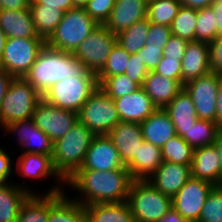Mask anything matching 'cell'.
I'll use <instances>...</instances> for the list:
<instances>
[{
	"mask_svg": "<svg viewBox=\"0 0 222 222\" xmlns=\"http://www.w3.org/2000/svg\"><path fill=\"white\" fill-rule=\"evenodd\" d=\"M182 85L211 72L209 44L190 41L181 62Z\"/></svg>",
	"mask_w": 222,
	"mask_h": 222,
	"instance_id": "obj_21",
	"label": "cell"
},
{
	"mask_svg": "<svg viewBox=\"0 0 222 222\" xmlns=\"http://www.w3.org/2000/svg\"><path fill=\"white\" fill-rule=\"evenodd\" d=\"M32 119L53 142L62 138L79 121L78 113L56 107L43 98L38 102Z\"/></svg>",
	"mask_w": 222,
	"mask_h": 222,
	"instance_id": "obj_11",
	"label": "cell"
},
{
	"mask_svg": "<svg viewBox=\"0 0 222 222\" xmlns=\"http://www.w3.org/2000/svg\"><path fill=\"white\" fill-rule=\"evenodd\" d=\"M133 180L128 169L77 170L65 185L79 191L81 197L74 200L86 206L127 201Z\"/></svg>",
	"mask_w": 222,
	"mask_h": 222,
	"instance_id": "obj_1",
	"label": "cell"
},
{
	"mask_svg": "<svg viewBox=\"0 0 222 222\" xmlns=\"http://www.w3.org/2000/svg\"><path fill=\"white\" fill-rule=\"evenodd\" d=\"M29 6L30 0H0V10H24Z\"/></svg>",
	"mask_w": 222,
	"mask_h": 222,
	"instance_id": "obj_51",
	"label": "cell"
},
{
	"mask_svg": "<svg viewBox=\"0 0 222 222\" xmlns=\"http://www.w3.org/2000/svg\"><path fill=\"white\" fill-rule=\"evenodd\" d=\"M195 41L211 43L217 38L215 14L210 7L197 9Z\"/></svg>",
	"mask_w": 222,
	"mask_h": 222,
	"instance_id": "obj_39",
	"label": "cell"
},
{
	"mask_svg": "<svg viewBox=\"0 0 222 222\" xmlns=\"http://www.w3.org/2000/svg\"><path fill=\"white\" fill-rule=\"evenodd\" d=\"M214 146L218 149L222 161V127L218 129L216 139L214 141Z\"/></svg>",
	"mask_w": 222,
	"mask_h": 222,
	"instance_id": "obj_57",
	"label": "cell"
},
{
	"mask_svg": "<svg viewBox=\"0 0 222 222\" xmlns=\"http://www.w3.org/2000/svg\"><path fill=\"white\" fill-rule=\"evenodd\" d=\"M157 222H189L184 219L173 207Z\"/></svg>",
	"mask_w": 222,
	"mask_h": 222,
	"instance_id": "obj_56",
	"label": "cell"
},
{
	"mask_svg": "<svg viewBox=\"0 0 222 222\" xmlns=\"http://www.w3.org/2000/svg\"><path fill=\"white\" fill-rule=\"evenodd\" d=\"M144 141L162 148L176 135L175 127L169 113L157 108L146 120L140 123Z\"/></svg>",
	"mask_w": 222,
	"mask_h": 222,
	"instance_id": "obj_22",
	"label": "cell"
},
{
	"mask_svg": "<svg viewBox=\"0 0 222 222\" xmlns=\"http://www.w3.org/2000/svg\"><path fill=\"white\" fill-rule=\"evenodd\" d=\"M116 35L104 25H98L73 52L74 57L88 70L97 74L104 66Z\"/></svg>",
	"mask_w": 222,
	"mask_h": 222,
	"instance_id": "obj_10",
	"label": "cell"
},
{
	"mask_svg": "<svg viewBox=\"0 0 222 222\" xmlns=\"http://www.w3.org/2000/svg\"><path fill=\"white\" fill-rule=\"evenodd\" d=\"M127 169L119 151L107 135H96L88 148L85 160L78 170L110 171Z\"/></svg>",
	"mask_w": 222,
	"mask_h": 222,
	"instance_id": "obj_14",
	"label": "cell"
},
{
	"mask_svg": "<svg viewBox=\"0 0 222 222\" xmlns=\"http://www.w3.org/2000/svg\"><path fill=\"white\" fill-rule=\"evenodd\" d=\"M137 54L145 63L147 70L154 71L156 66L160 63L161 58L163 57V49L160 47L148 46L145 44Z\"/></svg>",
	"mask_w": 222,
	"mask_h": 222,
	"instance_id": "obj_47",
	"label": "cell"
},
{
	"mask_svg": "<svg viewBox=\"0 0 222 222\" xmlns=\"http://www.w3.org/2000/svg\"><path fill=\"white\" fill-rule=\"evenodd\" d=\"M193 150L194 149L182 137L176 134L161 148L162 161L191 165Z\"/></svg>",
	"mask_w": 222,
	"mask_h": 222,
	"instance_id": "obj_36",
	"label": "cell"
},
{
	"mask_svg": "<svg viewBox=\"0 0 222 222\" xmlns=\"http://www.w3.org/2000/svg\"><path fill=\"white\" fill-rule=\"evenodd\" d=\"M171 35L172 32L170 26L150 22L146 44H148V46L160 47L163 49Z\"/></svg>",
	"mask_w": 222,
	"mask_h": 222,
	"instance_id": "obj_44",
	"label": "cell"
},
{
	"mask_svg": "<svg viewBox=\"0 0 222 222\" xmlns=\"http://www.w3.org/2000/svg\"><path fill=\"white\" fill-rule=\"evenodd\" d=\"M147 9L148 0H116L104 26L116 35L135 22L147 18Z\"/></svg>",
	"mask_w": 222,
	"mask_h": 222,
	"instance_id": "obj_18",
	"label": "cell"
},
{
	"mask_svg": "<svg viewBox=\"0 0 222 222\" xmlns=\"http://www.w3.org/2000/svg\"><path fill=\"white\" fill-rule=\"evenodd\" d=\"M218 76L219 73L210 72L183 85L192 99L198 119L216 122Z\"/></svg>",
	"mask_w": 222,
	"mask_h": 222,
	"instance_id": "obj_13",
	"label": "cell"
},
{
	"mask_svg": "<svg viewBox=\"0 0 222 222\" xmlns=\"http://www.w3.org/2000/svg\"><path fill=\"white\" fill-rule=\"evenodd\" d=\"M197 222H222V185L209 193Z\"/></svg>",
	"mask_w": 222,
	"mask_h": 222,
	"instance_id": "obj_41",
	"label": "cell"
},
{
	"mask_svg": "<svg viewBox=\"0 0 222 222\" xmlns=\"http://www.w3.org/2000/svg\"><path fill=\"white\" fill-rule=\"evenodd\" d=\"M78 120L95 135H107L120 117L114 100L98 87L80 108Z\"/></svg>",
	"mask_w": 222,
	"mask_h": 222,
	"instance_id": "obj_8",
	"label": "cell"
},
{
	"mask_svg": "<svg viewBox=\"0 0 222 222\" xmlns=\"http://www.w3.org/2000/svg\"><path fill=\"white\" fill-rule=\"evenodd\" d=\"M0 26L7 38H40L29 8L0 10Z\"/></svg>",
	"mask_w": 222,
	"mask_h": 222,
	"instance_id": "obj_24",
	"label": "cell"
},
{
	"mask_svg": "<svg viewBox=\"0 0 222 222\" xmlns=\"http://www.w3.org/2000/svg\"><path fill=\"white\" fill-rule=\"evenodd\" d=\"M215 185L191 177L172 198V207L189 222H197L207 196Z\"/></svg>",
	"mask_w": 222,
	"mask_h": 222,
	"instance_id": "obj_12",
	"label": "cell"
},
{
	"mask_svg": "<svg viewBox=\"0 0 222 222\" xmlns=\"http://www.w3.org/2000/svg\"><path fill=\"white\" fill-rule=\"evenodd\" d=\"M30 194L35 193L19 184L0 183V222H17L20 207Z\"/></svg>",
	"mask_w": 222,
	"mask_h": 222,
	"instance_id": "obj_29",
	"label": "cell"
},
{
	"mask_svg": "<svg viewBox=\"0 0 222 222\" xmlns=\"http://www.w3.org/2000/svg\"><path fill=\"white\" fill-rule=\"evenodd\" d=\"M42 96L24 78H13L0 106V127L31 119Z\"/></svg>",
	"mask_w": 222,
	"mask_h": 222,
	"instance_id": "obj_7",
	"label": "cell"
},
{
	"mask_svg": "<svg viewBox=\"0 0 222 222\" xmlns=\"http://www.w3.org/2000/svg\"><path fill=\"white\" fill-rule=\"evenodd\" d=\"M129 58L130 54L116 42L103 68L96 74L98 85L107 77L125 74Z\"/></svg>",
	"mask_w": 222,
	"mask_h": 222,
	"instance_id": "obj_38",
	"label": "cell"
},
{
	"mask_svg": "<svg viewBox=\"0 0 222 222\" xmlns=\"http://www.w3.org/2000/svg\"><path fill=\"white\" fill-rule=\"evenodd\" d=\"M220 126L216 122L198 119L182 138L193 148L214 145Z\"/></svg>",
	"mask_w": 222,
	"mask_h": 222,
	"instance_id": "obj_34",
	"label": "cell"
},
{
	"mask_svg": "<svg viewBox=\"0 0 222 222\" xmlns=\"http://www.w3.org/2000/svg\"><path fill=\"white\" fill-rule=\"evenodd\" d=\"M190 178L191 165L162 161L147 180L162 194L173 198Z\"/></svg>",
	"mask_w": 222,
	"mask_h": 222,
	"instance_id": "obj_16",
	"label": "cell"
},
{
	"mask_svg": "<svg viewBox=\"0 0 222 222\" xmlns=\"http://www.w3.org/2000/svg\"><path fill=\"white\" fill-rule=\"evenodd\" d=\"M88 222H136L127 201L84 206Z\"/></svg>",
	"mask_w": 222,
	"mask_h": 222,
	"instance_id": "obj_31",
	"label": "cell"
},
{
	"mask_svg": "<svg viewBox=\"0 0 222 222\" xmlns=\"http://www.w3.org/2000/svg\"><path fill=\"white\" fill-rule=\"evenodd\" d=\"M188 41L179 36L171 35L163 48V56L182 61Z\"/></svg>",
	"mask_w": 222,
	"mask_h": 222,
	"instance_id": "obj_46",
	"label": "cell"
},
{
	"mask_svg": "<svg viewBox=\"0 0 222 222\" xmlns=\"http://www.w3.org/2000/svg\"><path fill=\"white\" fill-rule=\"evenodd\" d=\"M62 192H65L64 188L56 185L44 195L30 194L20 207L17 222H48L49 194Z\"/></svg>",
	"mask_w": 222,
	"mask_h": 222,
	"instance_id": "obj_30",
	"label": "cell"
},
{
	"mask_svg": "<svg viewBox=\"0 0 222 222\" xmlns=\"http://www.w3.org/2000/svg\"><path fill=\"white\" fill-rule=\"evenodd\" d=\"M127 204L136 222H157L172 208V198L162 194L148 180H133Z\"/></svg>",
	"mask_w": 222,
	"mask_h": 222,
	"instance_id": "obj_5",
	"label": "cell"
},
{
	"mask_svg": "<svg viewBox=\"0 0 222 222\" xmlns=\"http://www.w3.org/2000/svg\"><path fill=\"white\" fill-rule=\"evenodd\" d=\"M98 87L96 74L86 69L81 75L55 83L42 98L56 107L78 113Z\"/></svg>",
	"mask_w": 222,
	"mask_h": 222,
	"instance_id": "obj_4",
	"label": "cell"
},
{
	"mask_svg": "<svg viewBox=\"0 0 222 222\" xmlns=\"http://www.w3.org/2000/svg\"><path fill=\"white\" fill-rule=\"evenodd\" d=\"M16 171L24 177L35 179H42L47 177H54L60 180L61 184L65 181L56 172L53 166L52 157L43 154L24 153L19 155L16 161Z\"/></svg>",
	"mask_w": 222,
	"mask_h": 222,
	"instance_id": "obj_28",
	"label": "cell"
},
{
	"mask_svg": "<svg viewBox=\"0 0 222 222\" xmlns=\"http://www.w3.org/2000/svg\"><path fill=\"white\" fill-rule=\"evenodd\" d=\"M30 3L44 4L45 7H59L64 12L74 8L72 0H30Z\"/></svg>",
	"mask_w": 222,
	"mask_h": 222,
	"instance_id": "obj_50",
	"label": "cell"
},
{
	"mask_svg": "<svg viewBox=\"0 0 222 222\" xmlns=\"http://www.w3.org/2000/svg\"><path fill=\"white\" fill-rule=\"evenodd\" d=\"M191 177L222 185V161L218 149L214 145L193 150Z\"/></svg>",
	"mask_w": 222,
	"mask_h": 222,
	"instance_id": "obj_19",
	"label": "cell"
},
{
	"mask_svg": "<svg viewBox=\"0 0 222 222\" xmlns=\"http://www.w3.org/2000/svg\"><path fill=\"white\" fill-rule=\"evenodd\" d=\"M11 157L0 147V183L9 182L8 178L12 173Z\"/></svg>",
	"mask_w": 222,
	"mask_h": 222,
	"instance_id": "obj_49",
	"label": "cell"
},
{
	"mask_svg": "<svg viewBox=\"0 0 222 222\" xmlns=\"http://www.w3.org/2000/svg\"><path fill=\"white\" fill-rule=\"evenodd\" d=\"M164 109L169 113L176 134L180 137L198 120L192 99L184 88Z\"/></svg>",
	"mask_w": 222,
	"mask_h": 222,
	"instance_id": "obj_26",
	"label": "cell"
},
{
	"mask_svg": "<svg viewBox=\"0 0 222 222\" xmlns=\"http://www.w3.org/2000/svg\"><path fill=\"white\" fill-rule=\"evenodd\" d=\"M142 88L157 108L164 109L183 89V85L178 80L166 78L150 71Z\"/></svg>",
	"mask_w": 222,
	"mask_h": 222,
	"instance_id": "obj_23",
	"label": "cell"
},
{
	"mask_svg": "<svg viewBox=\"0 0 222 222\" xmlns=\"http://www.w3.org/2000/svg\"><path fill=\"white\" fill-rule=\"evenodd\" d=\"M4 132L18 136L23 153L43 154L52 157L54 142L34 123L33 119L21 120L3 125Z\"/></svg>",
	"mask_w": 222,
	"mask_h": 222,
	"instance_id": "obj_15",
	"label": "cell"
},
{
	"mask_svg": "<svg viewBox=\"0 0 222 222\" xmlns=\"http://www.w3.org/2000/svg\"><path fill=\"white\" fill-rule=\"evenodd\" d=\"M45 44L42 38H7L0 67L13 78H23Z\"/></svg>",
	"mask_w": 222,
	"mask_h": 222,
	"instance_id": "obj_9",
	"label": "cell"
},
{
	"mask_svg": "<svg viewBox=\"0 0 222 222\" xmlns=\"http://www.w3.org/2000/svg\"><path fill=\"white\" fill-rule=\"evenodd\" d=\"M196 20L197 9L181 5L170 26L172 34L188 42L195 41Z\"/></svg>",
	"mask_w": 222,
	"mask_h": 222,
	"instance_id": "obj_37",
	"label": "cell"
},
{
	"mask_svg": "<svg viewBox=\"0 0 222 222\" xmlns=\"http://www.w3.org/2000/svg\"><path fill=\"white\" fill-rule=\"evenodd\" d=\"M211 8L215 14L217 37L222 36V0H214L211 4Z\"/></svg>",
	"mask_w": 222,
	"mask_h": 222,
	"instance_id": "obj_53",
	"label": "cell"
},
{
	"mask_svg": "<svg viewBox=\"0 0 222 222\" xmlns=\"http://www.w3.org/2000/svg\"><path fill=\"white\" fill-rule=\"evenodd\" d=\"M85 70L72 52H64L45 44L23 78L43 96L55 83L81 75Z\"/></svg>",
	"mask_w": 222,
	"mask_h": 222,
	"instance_id": "obj_2",
	"label": "cell"
},
{
	"mask_svg": "<svg viewBox=\"0 0 222 222\" xmlns=\"http://www.w3.org/2000/svg\"><path fill=\"white\" fill-rule=\"evenodd\" d=\"M211 72L222 73V36L209 43Z\"/></svg>",
	"mask_w": 222,
	"mask_h": 222,
	"instance_id": "obj_48",
	"label": "cell"
},
{
	"mask_svg": "<svg viewBox=\"0 0 222 222\" xmlns=\"http://www.w3.org/2000/svg\"><path fill=\"white\" fill-rule=\"evenodd\" d=\"M12 79L13 77L0 67V106Z\"/></svg>",
	"mask_w": 222,
	"mask_h": 222,
	"instance_id": "obj_54",
	"label": "cell"
},
{
	"mask_svg": "<svg viewBox=\"0 0 222 222\" xmlns=\"http://www.w3.org/2000/svg\"><path fill=\"white\" fill-rule=\"evenodd\" d=\"M29 9L38 36L46 42L61 22L64 11L59 7H45L37 3H30Z\"/></svg>",
	"mask_w": 222,
	"mask_h": 222,
	"instance_id": "obj_32",
	"label": "cell"
},
{
	"mask_svg": "<svg viewBox=\"0 0 222 222\" xmlns=\"http://www.w3.org/2000/svg\"><path fill=\"white\" fill-rule=\"evenodd\" d=\"M148 73L149 71L139 55L130 54L125 75L142 87Z\"/></svg>",
	"mask_w": 222,
	"mask_h": 222,
	"instance_id": "obj_43",
	"label": "cell"
},
{
	"mask_svg": "<svg viewBox=\"0 0 222 222\" xmlns=\"http://www.w3.org/2000/svg\"><path fill=\"white\" fill-rule=\"evenodd\" d=\"M126 166L137 155L144 142L140 123L120 121L108 134Z\"/></svg>",
	"mask_w": 222,
	"mask_h": 222,
	"instance_id": "obj_17",
	"label": "cell"
},
{
	"mask_svg": "<svg viewBox=\"0 0 222 222\" xmlns=\"http://www.w3.org/2000/svg\"><path fill=\"white\" fill-rule=\"evenodd\" d=\"M89 0H72L74 7L84 8Z\"/></svg>",
	"mask_w": 222,
	"mask_h": 222,
	"instance_id": "obj_59",
	"label": "cell"
},
{
	"mask_svg": "<svg viewBox=\"0 0 222 222\" xmlns=\"http://www.w3.org/2000/svg\"><path fill=\"white\" fill-rule=\"evenodd\" d=\"M216 123L222 127V73H219L217 84Z\"/></svg>",
	"mask_w": 222,
	"mask_h": 222,
	"instance_id": "obj_52",
	"label": "cell"
},
{
	"mask_svg": "<svg viewBox=\"0 0 222 222\" xmlns=\"http://www.w3.org/2000/svg\"><path fill=\"white\" fill-rule=\"evenodd\" d=\"M181 62L182 61H177V59L166 58L163 56L153 72L166 78L178 80L182 84Z\"/></svg>",
	"mask_w": 222,
	"mask_h": 222,
	"instance_id": "obj_45",
	"label": "cell"
},
{
	"mask_svg": "<svg viewBox=\"0 0 222 222\" xmlns=\"http://www.w3.org/2000/svg\"><path fill=\"white\" fill-rule=\"evenodd\" d=\"M116 0H89L85 11L98 25H104L113 10Z\"/></svg>",
	"mask_w": 222,
	"mask_h": 222,
	"instance_id": "obj_42",
	"label": "cell"
},
{
	"mask_svg": "<svg viewBox=\"0 0 222 222\" xmlns=\"http://www.w3.org/2000/svg\"><path fill=\"white\" fill-rule=\"evenodd\" d=\"M6 40H7V37L5 35V32L0 26V62L2 60V55H3Z\"/></svg>",
	"mask_w": 222,
	"mask_h": 222,
	"instance_id": "obj_58",
	"label": "cell"
},
{
	"mask_svg": "<svg viewBox=\"0 0 222 222\" xmlns=\"http://www.w3.org/2000/svg\"><path fill=\"white\" fill-rule=\"evenodd\" d=\"M113 100L120 121L141 123L157 109L142 87L134 93Z\"/></svg>",
	"mask_w": 222,
	"mask_h": 222,
	"instance_id": "obj_20",
	"label": "cell"
},
{
	"mask_svg": "<svg viewBox=\"0 0 222 222\" xmlns=\"http://www.w3.org/2000/svg\"><path fill=\"white\" fill-rule=\"evenodd\" d=\"M182 6L200 9L210 7L214 0H179Z\"/></svg>",
	"mask_w": 222,
	"mask_h": 222,
	"instance_id": "obj_55",
	"label": "cell"
},
{
	"mask_svg": "<svg viewBox=\"0 0 222 222\" xmlns=\"http://www.w3.org/2000/svg\"><path fill=\"white\" fill-rule=\"evenodd\" d=\"M98 26L84 8L74 7L64 12L61 22L46 44L64 52H74Z\"/></svg>",
	"mask_w": 222,
	"mask_h": 222,
	"instance_id": "obj_6",
	"label": "cell"
},
{
	"mask_svg": "<svg viewBox=\"0 0 222 222\" xmlns=\"http://www.w3.org/2000/svg\"><path fill=\"white\" fill-rule=\"evenodd\" d=\"M161 163V148L144 141L137 155L126 165V168L134 180H147Z\"/></svg>",
	"mask_w": 222,
	"mask_h": 222,
	"instance_id": "obj_27",
	"label": "cell"
},
{
	"mask_svg": "<svg viewBox=\"0 0 222 222\" xmlns=\"http://www.w3.org/2000/svg\"><path fill=\"white\" fill-rule=\"evenodd\" d=\"M180 7L179 0H148L147 18L151 23L171 26Z\"/></svg>",
	"mask_w": 222,
	"mask_h": 222,
	"instance_id": "obj_35",
	"label": "cell"
},
{
	"mask_svg": "<svg viewBox=\"0 0 222 222\" xmlns=\"http://www.w3.org/2000/svg\"><path fill=\"white\" fill-rule=\"evenodd\" d=\"M150 22L148 18L135 22L116 34L117 43L129 54H136L146 44Z\"/></svg>",
	"mask_w": 222,
	"mask_h": 222,
	"instance_id": "obj_33",
	"label": "cell"
},
{
	"mask_svg": "<svg viewBox=\"0 0 222 222\" xmlns=\"http://www.w3.org/2000/svg\"><path fill=\"white\" fill-rule=\"evenodd\" d=\"M95 136L78 121L62 138L54 142L53 166L64 181L81 168Z\"/></svg>",
	"mask_w": 222,
	"mask_h": 222,
	"instance_id": "obj_3",
	"label": "cell"
},
{
	"mask_svg": "<svg viewBox=\"0 0 222 222\" xmlns=\"http://www.w3.org/2000/svg\"><path fill=\"white\" fill-rule=\"evenodd\" d=\"M99 87L112 99L136 92L141 86L125 74L105 78Z\"/></svg>",
	"mask_w": 222,
	"mask_h": 222,
	"instance_id": "obj_40",
	"label": "cell"
},
{
	"mask_svg": "<svg viewBox=\"0 0 222 222\" xmlns=\"http://www.w3.org/2000/svg\"><path fill=\"white\" fill-rule=\"evenodd\" d=\"M66 196L64 192L49 194L48 222H88L84 206Z\"/></svg>",
	"mask_w": 222,
	"mask_h": 222,
	"instance_id": "obj_25",
	"label": "cell"
}]
</instances>
